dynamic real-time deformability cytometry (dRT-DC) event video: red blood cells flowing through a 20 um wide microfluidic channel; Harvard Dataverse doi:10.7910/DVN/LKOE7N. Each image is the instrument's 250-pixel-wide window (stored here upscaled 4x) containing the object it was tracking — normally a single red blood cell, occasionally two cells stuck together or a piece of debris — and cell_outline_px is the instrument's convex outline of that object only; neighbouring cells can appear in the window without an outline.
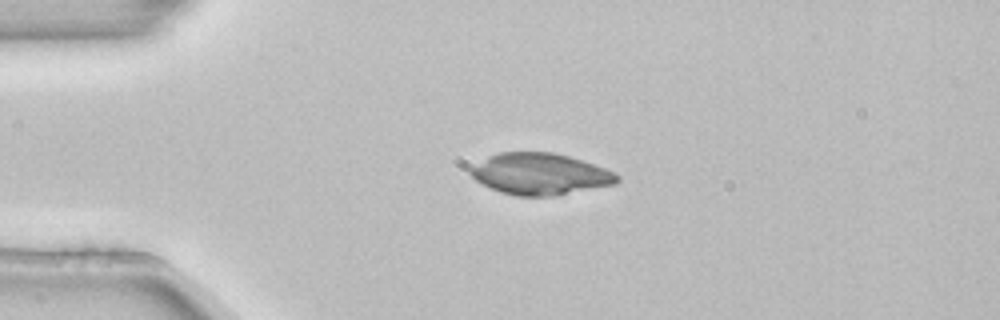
{"species": "common noctule bat (a hibernating species)", "species_latin": "Nyctalus noctula", "temperature_condition": "room temperature", "stored_images_in_passage": 4, "camera_frame_rate_fps": 3000, "um_per_image_px": 0.085, "animal": {"sex": "female", "body_mass_g": 22.7, "forearm_length_mm": 54.2}, "frame": {"image": 1, "passage_image": 3, "time_ms": 0.667, "image_size_px": [1000, 320], "cell_outline_px": [[620, 180], [616, 184], [556, 196], [516, 196], [500, 192], [476, 180], [468, 172], [472, 168], [488, 156], [500, 152], [552, 152], [568, 156], [604, 168], [620, 176]], "centroid_in_image_um": [45.93, 14.8], "position_along_channel_um": 39.1, "area_um2": 35.2}}